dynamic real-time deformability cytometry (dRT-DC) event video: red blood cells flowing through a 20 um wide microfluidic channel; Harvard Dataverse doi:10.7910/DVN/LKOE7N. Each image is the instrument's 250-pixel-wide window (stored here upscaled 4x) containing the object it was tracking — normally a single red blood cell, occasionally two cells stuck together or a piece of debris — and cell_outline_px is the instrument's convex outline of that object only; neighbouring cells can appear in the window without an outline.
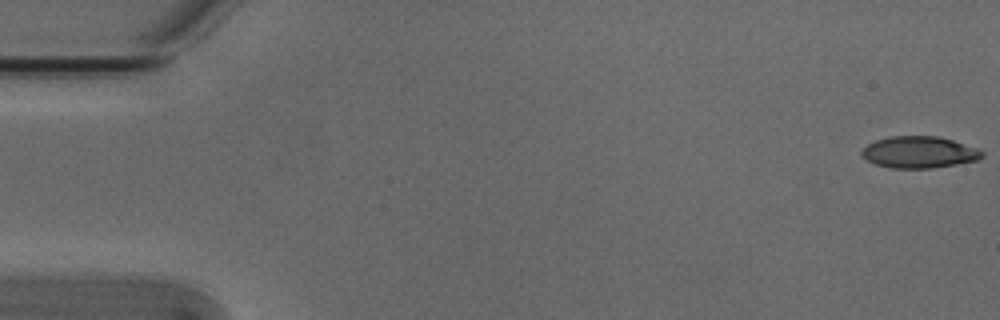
{"species": "Egyptian fruit bat (a non-hibernating species)", "species_latin": "Rousettus aegyptiacus", "temperature_condition": "cold", "stored_images_in_passage": 18, "camera_frame_rate_fps": 3000, "um_per_image_px": 0.085, "animal": {"sex": "male"}, "frame": {"image": 1, "passage_image": 1, "time_ms": 0.0, "image_size_px": [1000, 320], "cell_outline_px": [[984, 156], [976, 160], [956, 164], [932, 168], [892, 168], [876, 164], [860, 156], [860, 152], [868, 144], [876, 140], [892, 136], [936, 136], [952, 140], [976, 148], [984, 152]], "centroid_in_image_um": [78.11, 12.94], "position_along_channel_um": 6.9, "area_um2": 22.02}}
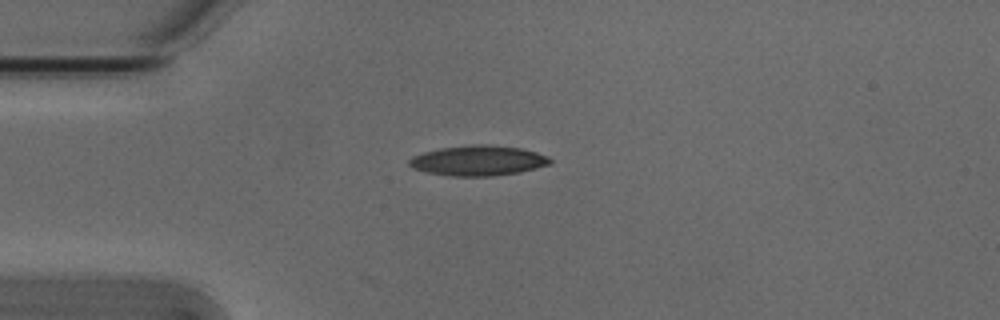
{"frame": {"image": 2, "passage_image": 14, "time_ms": 4.333, "image_size_px": [1000, 320], "cell_outline_px": [[552, 164], [520, 172], [492, 176], [452, 176], [424, 172], [412, 168], [408, 164], [408, 160], [412, 156], [424, 152], [440, 148], [472, 144], [488, 144], [520, 148], [536, 152], [548, 156], [552, 160]], "centroid_in_image_um": [40.63, 13.65], "position_along_channel_um": 44.4, "area_um2": 24.97}}